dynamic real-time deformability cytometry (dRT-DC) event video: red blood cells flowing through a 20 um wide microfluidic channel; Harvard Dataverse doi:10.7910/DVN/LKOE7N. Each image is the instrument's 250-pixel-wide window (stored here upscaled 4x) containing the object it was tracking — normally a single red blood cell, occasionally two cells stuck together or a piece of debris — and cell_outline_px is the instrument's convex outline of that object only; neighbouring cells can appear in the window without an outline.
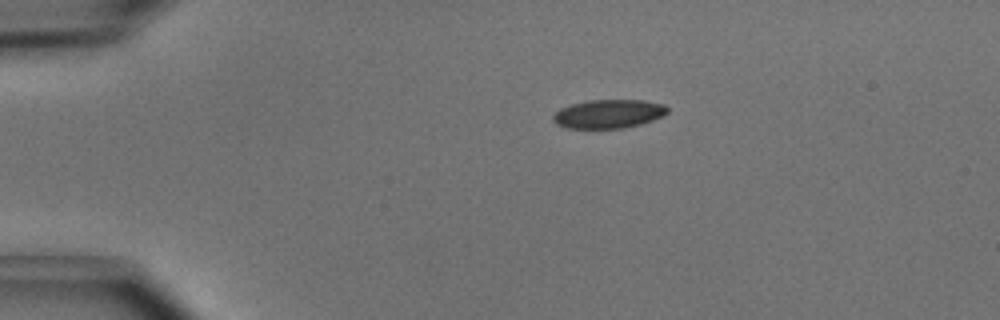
{"species": "common noctule bat (a hibernating species)", "species_latin": "Nyctalus noctula", "temperature_condition": "cold", "stored_images_in_passage": 3, "camera_frame_rate_fps": 3000, "um_per_image_px": 0.085, "animal": {"sex": "male", "body_mass_g": 15.6}, "frame": {"image": 1, "passage_image": 1, "time_ms": 0.0, "image_size_px": [1000, 320], "cell_outline_px": [[668, 112], [664, 116], [640, 124], [624, 128], [568, 128], [556, 124], [552, 120], [552, 116], [560, 108], [572, 104], [588, 100], [644, 100], [664, 104], [668, 108]], "centroid_in_image_um": [51.74, 9.67], "position_along_channel_um": 33.3, "area_um2": 19.19}}
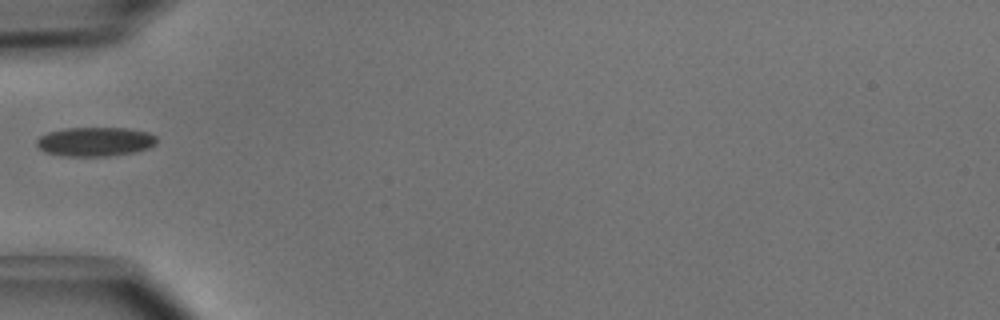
{"frame": {"image": 2, "passage_image": 3, "time_ms": 0.667, "image_size_px": [1000, 320], "cell_outline_px": [[156, 144], [148, 148], [136, 152], [108, 156], [64, 156], [44, 152], [36, 144], [36, 140], [40, 136], [48, 132], [64, 128], [128, 128], [148, 132], [156, 136]], "centroid_in_image_um": [8.09, 12.04], "position_along_channel_um": 76.9, "area_um2": 20.52}}